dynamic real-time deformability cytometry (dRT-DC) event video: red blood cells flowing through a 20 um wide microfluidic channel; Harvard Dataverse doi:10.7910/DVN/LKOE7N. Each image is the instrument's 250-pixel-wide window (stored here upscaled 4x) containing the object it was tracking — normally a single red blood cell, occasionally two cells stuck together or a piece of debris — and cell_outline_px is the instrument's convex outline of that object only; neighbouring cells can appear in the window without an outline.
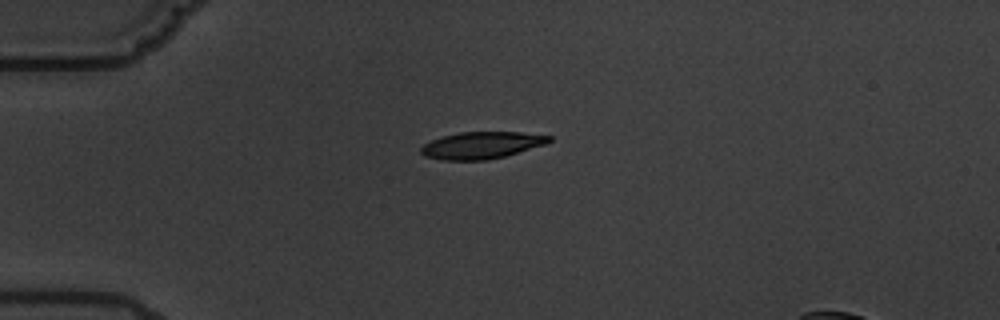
{"species": "common noctule bat (a hibernating species)", "species_latin": "Nyctalus noctula", "temperature_condition": "warm", "stored_images_in_passage": 5, "camera_frame_rate_fps": 3000, "um_per_image_px": 0.085, "animal": {"sex": "male", "body_mass_g": 19.5, "forearm_length_mm": 54.6}, "frame": {"image": 1, "passage_image": 5, "time_ms": 5.667, "image_size_px": [1000, 320], "cell_outline_px": [[552, 140], [544, 144], [504, 156], [488, 160], [444, 160], [424, 156], [420, 152], [420, 148], [424, 144], [440, 136], [460, 132], [520, 132], [552, 136]], "centroid_in_image_um": [40.89, 12.34], "position_along_channel_um": 44.1, "area_um2": 20.0}}